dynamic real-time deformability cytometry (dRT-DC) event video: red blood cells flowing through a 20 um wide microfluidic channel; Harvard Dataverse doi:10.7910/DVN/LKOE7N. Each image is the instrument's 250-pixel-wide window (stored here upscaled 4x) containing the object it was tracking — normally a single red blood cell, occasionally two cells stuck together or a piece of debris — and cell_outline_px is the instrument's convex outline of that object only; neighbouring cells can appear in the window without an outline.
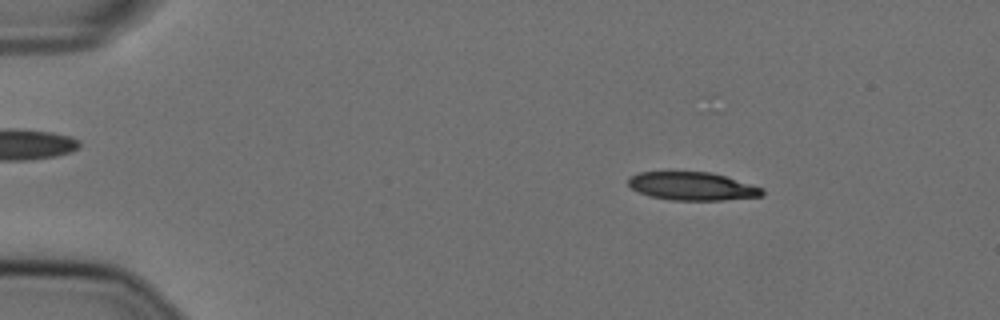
{"species": "Egyptian fruit bat (a non-hibernating species)", "species_latin": "Rousettus aegyptiacus", "temperature_condition": "cold", "stored_images_in_passage": 55, "camera_frame_rate_fps": 3000, "um_per_image_px": 0.085, "animal": {"sex": "female"}, "frame": {"image": 1, "passage_image": 8, "time_ms": 2.333, "image_size_px": [1000, 320], "cell_outline_px": [[764, 192], [760, 196], [724, 200], [668, 200], [648, 196], [632, 188], [628, 184], [628, 176], [640, 172], [708, 172], [724, 176], [764, 188]], "centroid_in_image_um": [58.81, 15.83], "position_along_channel_um": 26.2, "area_um2": 21.91}}
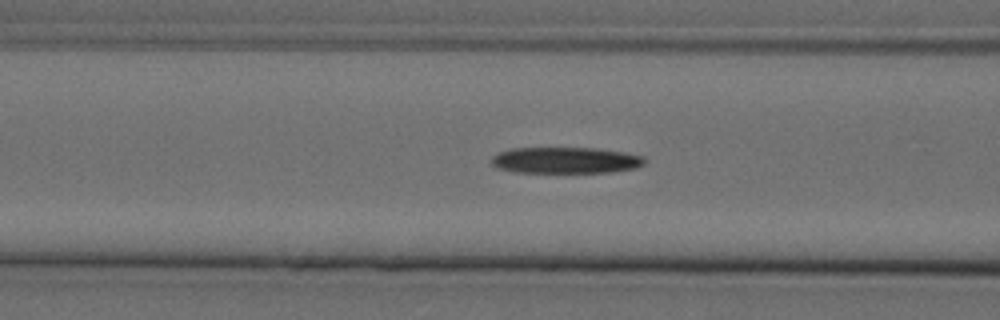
{"frame": {"image": 2, "passage_image": 22, "time_ms": 7.0, "image_size_px": [1000, 320], "cell_outline_px": [[648, 160], [644, 164], [636, 168], [612, 172], [516, 172], [496, 168], [492, 164], [492, 156], [500, 152], [512, 148], [596, 148], [624, 152], [644, 156]], "centroid_in_image_um": [48.11, 13.62], "position_along_channel_um": 118.5, "area_um2": 23.52}}
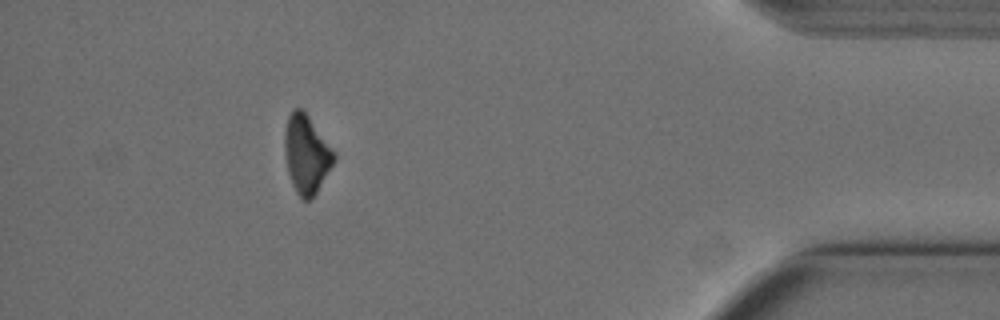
{"frame": {"image": 3, "passage_image": 50, "time_ms": 16.333, "image_size_px": [1000, 320], "cell_outline_px": [[336, 160], [316, 192], [308, 200], [304, 200], [296, 192], [292, 184], [288, 172], [284, 152], [284, 132], [288, 116], [292, 108], [304, 108], [332, 148], [336, 156]], "centroid_in_image_um": [26.03, 13.05], "position_along_channel_um": 409.2, "area_um2": 22.66}}